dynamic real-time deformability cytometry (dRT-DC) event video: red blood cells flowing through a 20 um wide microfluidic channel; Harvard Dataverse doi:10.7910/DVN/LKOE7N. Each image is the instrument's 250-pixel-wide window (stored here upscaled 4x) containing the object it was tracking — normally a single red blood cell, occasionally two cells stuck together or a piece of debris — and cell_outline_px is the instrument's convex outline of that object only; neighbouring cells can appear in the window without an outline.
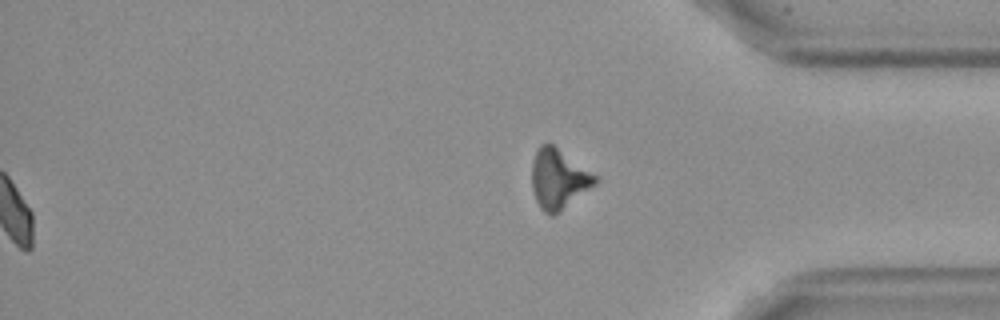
{"species": "Egyptian fruit bat (a non-hibernating species)", "species_latin": "Rousettus aegyptiacus", "temperature_condition": "cold", "stored_images_in_passage": 58, "segment_of_instrument_passage": [2, 2], "camera_frame_rate_fps": 3000, "um_per_image_px": 0.085, "frame": {"image": 1, "passage_image": 58, "time_ms": 19.0, "image_size_px": [1000, 320], "cell_outline_px": [[600, 180], [596, 184], [552, 216], [544, 212], [540, 208], [536, 200], [532, 188], [532, 164], [536, 148], [540, 144], [552, 144], [596, 176]], "centroid_in_image_um": [47.44, 15.21], "position_along_channel_um": 387.8, "area_um2": 21.56}}